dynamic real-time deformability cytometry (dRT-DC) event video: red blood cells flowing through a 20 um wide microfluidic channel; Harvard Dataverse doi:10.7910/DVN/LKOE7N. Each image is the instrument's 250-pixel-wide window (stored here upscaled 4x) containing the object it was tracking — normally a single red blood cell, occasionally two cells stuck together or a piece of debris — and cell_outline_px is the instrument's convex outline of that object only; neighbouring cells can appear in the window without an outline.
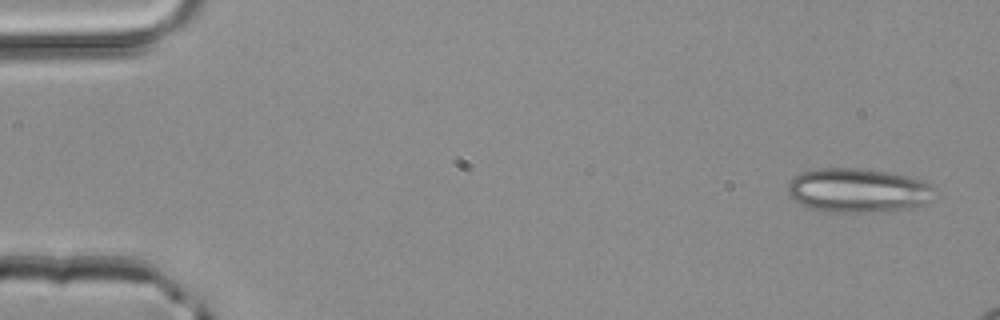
{"species": "common noctule bat (a hibernating species)", "species_latin": "Nyctalus noctula", "temperature_condition": "room temperature", "stored_images_in_passage": 4, "camera_frame_rate_fps": 3000, "um_per_image_px": 0.085, "animal": {"sex": "male", "body_mass_g": 20.4}, "frame": {"image": 1, "passage_image": 1, "time_ms": 0.0, "image_size_px": [1000, 320], "cell_outline_px": [[936, 188], [928, 200], [924, 204], [912, 208], [880, 212], [836, 212], [812, 208], [800, 204], [792, 200], [788, 196], [788, 184], [800, 172], [820, 168], [852, 168], [888, 172], [908, 176], [924, 180]], "centroid_in_image_um": [72.93, 16.19], "position_along_channel_um": 12.1, "area_um2": 37.8}}